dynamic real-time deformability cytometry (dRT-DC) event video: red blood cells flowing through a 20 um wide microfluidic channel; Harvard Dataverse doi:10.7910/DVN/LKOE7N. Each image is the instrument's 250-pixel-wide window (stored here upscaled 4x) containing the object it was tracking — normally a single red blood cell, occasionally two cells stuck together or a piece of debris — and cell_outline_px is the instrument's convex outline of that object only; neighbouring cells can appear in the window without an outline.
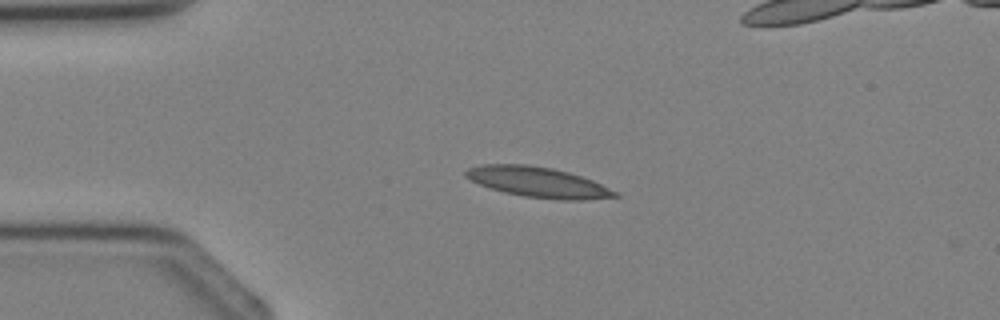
{"species": "Egyptian fruit bat (a non-hibernating species)", "species_latin": "Rousettus aegyptiacus", "temperature_condition": "cold", "stored_images_in_passage": 3, "camera_frame_rate_fps": 3000, "um_per_image_px": 0.085, "animal": {"sex": "female"}, "frame": {"image": 1, "passage_image": 3, "time_ms": 2.333, "image_size_px": [1000, 320], "cell_outline_px": [[620, 196], [584, 200], [560, 200], [524, 196], [504, 192], [480, 184], [464, 176], [464, 172], [468, 168], [480, 164], [528, 164], [552, 168], [568, 172], [592, 180], [620, 192]], "centroid_in_image_um": [45.76, 15.48], "position_along_channel_um": 39.2, "area_um2": 26.36}}